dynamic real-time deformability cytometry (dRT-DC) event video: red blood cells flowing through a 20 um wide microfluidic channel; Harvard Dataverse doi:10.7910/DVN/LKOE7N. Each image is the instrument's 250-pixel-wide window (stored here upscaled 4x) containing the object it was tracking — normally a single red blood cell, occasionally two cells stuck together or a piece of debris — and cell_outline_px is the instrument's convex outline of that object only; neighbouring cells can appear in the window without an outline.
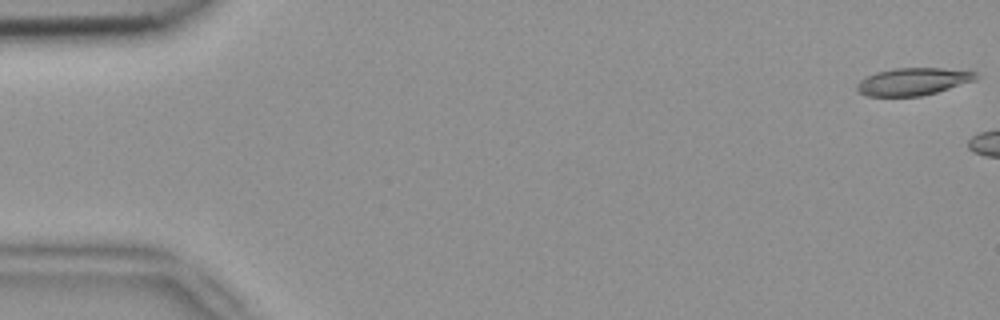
{"species": "common noctule bat (a hibernating species)", "species_latin": "Nyctalus noctula", "temperature_condition": "room temperature", "stored_images_in_passage": 3, "camera_frame_rate_fps": 3000, "um_per_image_px": 0.085, "animal": {"sex": "female", "body_mass_g": 18.4}, "frame": {"image": 1, "passage_image": 1, "time_ms": 0.0, "image_size_px": [1000, 320], "cell_outline_px": [[980, 76], [976, 80], [936, 92], [920, 96], [868, 96], [860, 92], [856, 88], [856, 84], [864, 76], [876, 72], [892, 68], [944, 68], [976, 72]], "centroid_in_image_um": [77.6, 6.92], "position_along_channel_um": 7.4, "area_um2": 19.07}}